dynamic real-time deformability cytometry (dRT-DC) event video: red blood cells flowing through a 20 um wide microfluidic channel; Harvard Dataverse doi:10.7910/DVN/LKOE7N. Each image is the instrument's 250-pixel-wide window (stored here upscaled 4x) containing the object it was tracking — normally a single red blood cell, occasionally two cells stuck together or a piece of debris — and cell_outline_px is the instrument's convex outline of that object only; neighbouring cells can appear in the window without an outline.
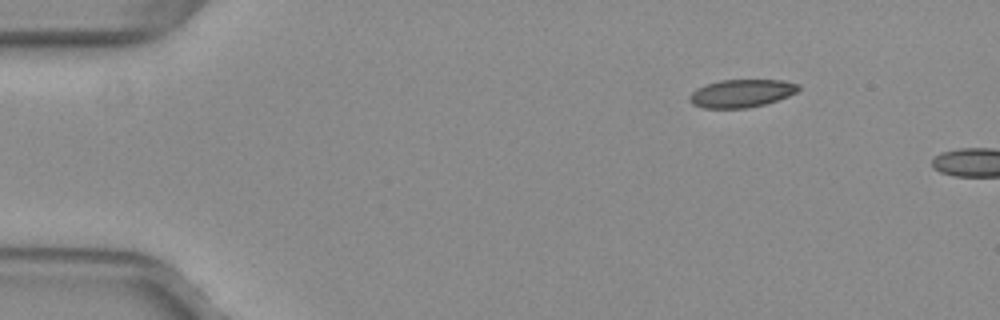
{"species": "common noctule bat (a hibernating species)", "species_latin": "Nyctalus noctula", "temperature_condition": "warm", "stored_images_in_passage": 3, "camera_frame_rate_fps": 3000, "um_per_image_px": 0.085, "animal": {"sex": "female", "body_mass_g": 29.2, "forearm_length_mm": 56.3}, "frame": {"image": 1, "passage_image": 1, "time_ms": 0.0, "image_size_px": [1000, 320], "cell_outline_px": [[800, 88], [796, 92], [788, 96], [764, 104], [748, 108], [704, 108], [692, 104], [688, 100], [688, 96], [696, 88], [720, 80], [784, 80], [800, 84]], "centroid_in_image_um": [63.01, 7.93], "position_along_channel_um": 22.0, "area_um2": 17.74}}